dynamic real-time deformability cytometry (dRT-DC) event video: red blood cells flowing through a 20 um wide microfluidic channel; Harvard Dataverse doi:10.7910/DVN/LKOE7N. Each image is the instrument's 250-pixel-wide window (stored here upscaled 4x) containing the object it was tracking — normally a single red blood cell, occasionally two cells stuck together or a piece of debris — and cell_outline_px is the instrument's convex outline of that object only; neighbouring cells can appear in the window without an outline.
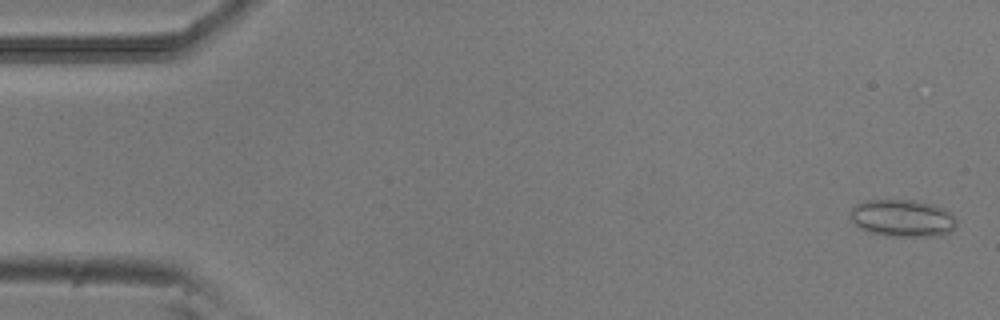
{"species": "common noctule bat (a hibernating species)", "species_latin": "Nyctalus noctula", "temperature_condition": "room temperature", "stored_images_in_passage": 53, "camera_frame_rate_fps": 3000, "um_per_image_px": 0.085, "animal": {"sex": "male", "body_mass_g": 20.5, "forearm_length_mm": 52.5}, "frame": {"image": 1, "passage_image": 2, "time_ms": 0.333, "image_size_px": [1000, 320], "cell_outline_px": [[956, 224], [948, 232], [932, 236], [892, 236], [868, 232], [860, 228], [848, 216], [852, 208], [856, 204], [864, 200], [920, 200], [944, 208], [956, 220]], "centroid_in_image_um": [76.66, 18.52], "position_along_channel_um": 8.3, "area_um2": 22.95}}
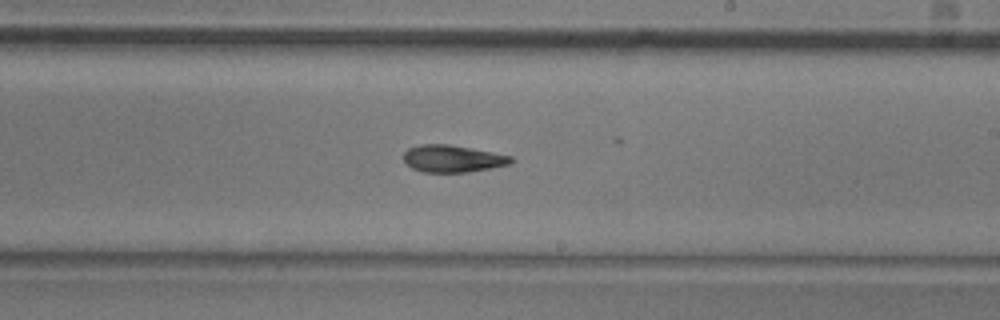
{"frame": {"image": 2, "passage_image": 31, "time_ms": 10.0, "image_size_px": [1000, 320], "cell_outline_px": [[512, 160], [508, 164], [468, 172], [424, 172], [412, 168], [404, 160], [404, 152], [408, 148], [420, 144], [448, 144], [472, 148], [512, 156]], "centroid_in_image_um": [38.43, 13.47], "position_along_channel_um": 250.6, "area_um2": 16.76}}
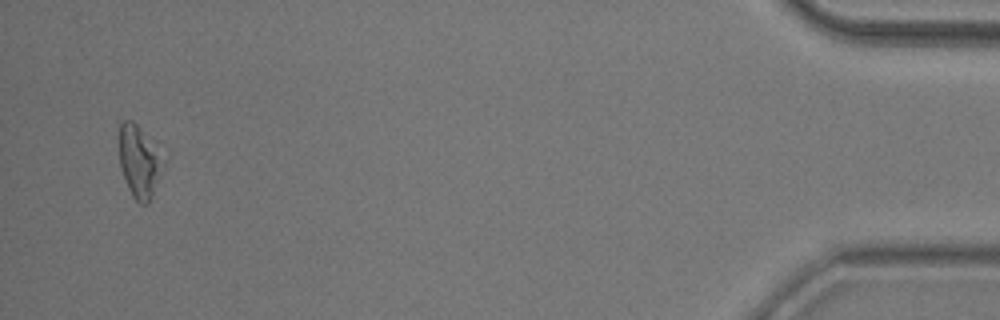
{"frame": {"image": 3, "passage_image": 51, "time_ms": 16.667, "image_size_px": [1000, 320], "cell_outline_px": [[168, 160], [148, 204], [140, 204], [132, 196], [128, 188], [120, 168], [120, 120], [132, 120], [140, 128]], "centroid_in_image_um": [11.88, 13.75], "position_along_channel_um": 423.3, "area_um2": 18.79}, "authors_computed_cell_mechanics": {"area_um2": 17.629, "velocity_mm_per_s": 3.8558, "shape_relaxation_time_tau1_ms": 4.1034, "shape_relaxation_time_tau2_ms": null, "deformation_change_tau1": 0.129, "deformation_change_tau2": null}}